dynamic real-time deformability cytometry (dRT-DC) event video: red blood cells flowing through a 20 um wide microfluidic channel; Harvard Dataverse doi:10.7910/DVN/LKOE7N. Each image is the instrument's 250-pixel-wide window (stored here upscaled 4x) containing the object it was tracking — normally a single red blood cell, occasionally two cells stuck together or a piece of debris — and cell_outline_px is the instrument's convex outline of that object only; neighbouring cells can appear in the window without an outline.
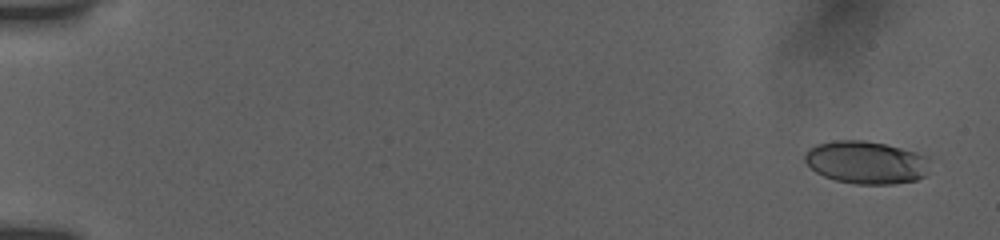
{"species": "human", "species_latin": "Homo sapiens", "temperature_condition": "room temperature", "stored_images_in_passage": 14, "camera_frame_rate_fps": 3000, "um_per_image_px": 0.085, "donor": {"sex": "female"}, "frame": {"image": 1, "passage_image": 2, "time_ms": 0.667, "image_size_px": [1000, 240], "cell_outline_px": [[928, 156], [924, 176], [916, 180], [892, 184], [856, 184], [836, 180], [824, 176], [816, 172], [804, 160], [804, 156], [808, 148], [816, 144], [836, 140], [864, 140], [884, 144], [916, 152]], "centroid_in_image_um": [73.58, 13.8], "position_along_channel_um": 11.4, "area_um2": 30.92}}
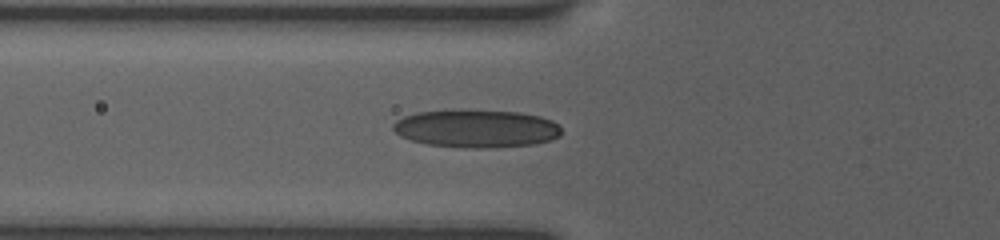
{"frame": {"image": 2, "passage_image": 11, "time_ms": 7.0, "image_size_px": [1000, 240], "cell_outline_px": [[560, 136], [548, 140], [532, 144], [488, 148], [464, 148], [428, 144], [412, 140], [400, 136], [392, 128], [392, 124], [396, 120], [404, 116], [416, 112], [520, 112], [540, 116], [552, 120], [560, 124]], "centroid_in_image_um": [40.5, 10.96], "position_along_channel_um": 85.3, "area_um2": 36.3}}
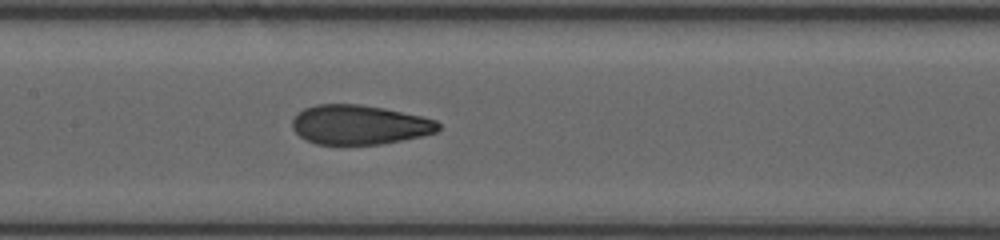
{"frame": {"image": 3, "passage_image": 14, "time_ms": 9.333, "image_size_px": [1000, 240], "cell_outline_px": [[440, 128], [436, 132], [420, 136], [380, 144], [316, 144], [300, 136], [292, 128], [292, 120], [296, 112], [304, 108], [316, 104], [360, 104], [384, 108], [420, 116], [436, 120], [440, 124]], "centroid_in_image_um": [30.51, 10.59], "position_along_channel_um": 176.9, "area_um2": 33.47}}